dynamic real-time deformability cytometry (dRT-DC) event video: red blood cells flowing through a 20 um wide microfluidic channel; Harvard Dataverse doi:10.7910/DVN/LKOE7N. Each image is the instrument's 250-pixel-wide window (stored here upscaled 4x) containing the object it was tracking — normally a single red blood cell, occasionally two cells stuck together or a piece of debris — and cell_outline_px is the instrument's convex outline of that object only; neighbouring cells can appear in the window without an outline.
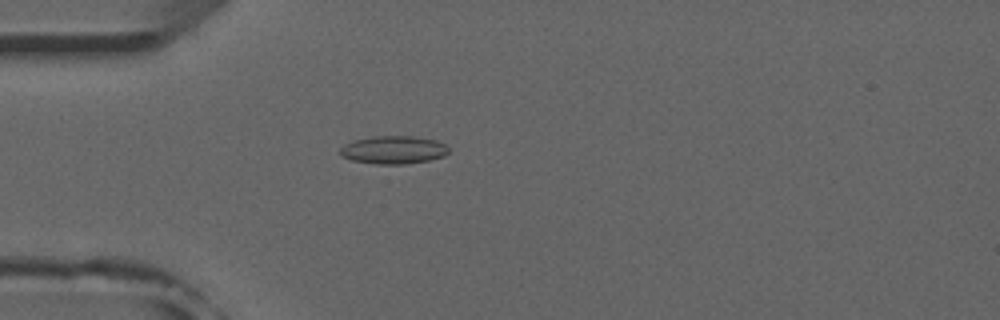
{"species": "common noctule bat (a hibernating species)", "species_latin": "Nyctalus noctula", "temperature_condition": "room temperature", "stored_images_in_passage": 52, "camera_frame_rate_fps": 3000, "um_per_image_px": 0.085, "animal": {"sex": "male", "forearm_length_mm": 52.5}, "frame": {"image": 1, "passage_image": 15, "time_ms": 4.667, "image_size_px": [1000, 320], "cell_outline_px": [[448, 152], [444, 156], [428, 160], [404, 164], [376, 164], [352, 160], [340, 156], [340, 148], [344, 144], [352, 140], [372, 136], [412, 136], [436, 140], [444, 144], [448, 148]], "centroid_in_image_um": [33.4, 12.73], "position_along_channel_um": 51.6, "area_um2": 17.74}}
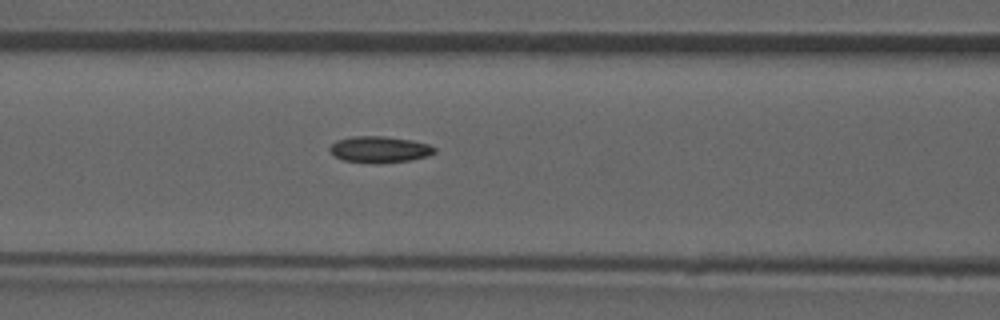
{"frame": {"image": 2, "passage_image": 22, "time_ms": 7.0, "image_size_px": [1000, 320], "cell_outline_px": [[436, 152], [428, 156], [412, 160], [344, 160], [336, 156], [328, 148], [336, 140], [352, 136], [384, 136], [412, 140], [428, 144], [436, 148]], "centroid_in_image_um": [32.3, 12.64], "position_along_channel_um": 134.3, "area_um2": 15.2}}
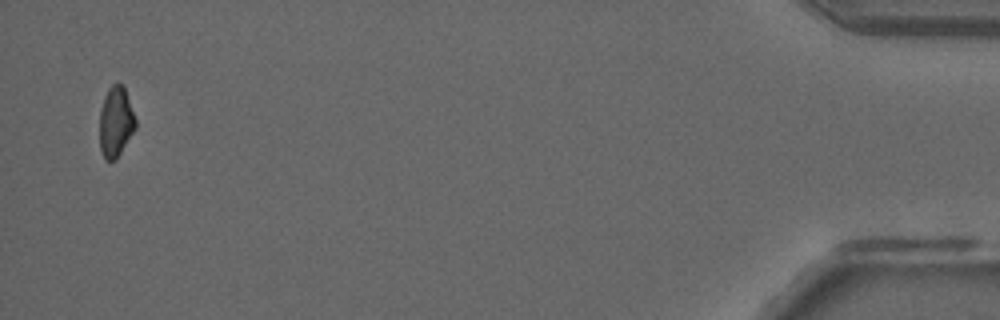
{"frame": {"image": 3, "passage_image": 51, "time_ms": 16.667, "image_size_px": [1000, 320], "cell_outline_px": [[136, 128], [116, 160], [104, 160], [100, 148], [100, 112], [104, 96], [108, 88], [112, 84], [120, 84], [124, 88], [136, 120]], "centroid_in_image_um": [9.83, 10.39], "position_along_channel_um": 425.4, "area_um2": 14.62}, "authors_computed_cell_mechanics": {"area_um2": 15.8372, "velocity_mm_per_s": 3.9442, "shape_relaxation_time_tau1_ms": null, "shape_relaxation_time_tau2_ms": 8.9186, "deformation_change_tau1": null, "deformation_change_tau2": 0.1649}}